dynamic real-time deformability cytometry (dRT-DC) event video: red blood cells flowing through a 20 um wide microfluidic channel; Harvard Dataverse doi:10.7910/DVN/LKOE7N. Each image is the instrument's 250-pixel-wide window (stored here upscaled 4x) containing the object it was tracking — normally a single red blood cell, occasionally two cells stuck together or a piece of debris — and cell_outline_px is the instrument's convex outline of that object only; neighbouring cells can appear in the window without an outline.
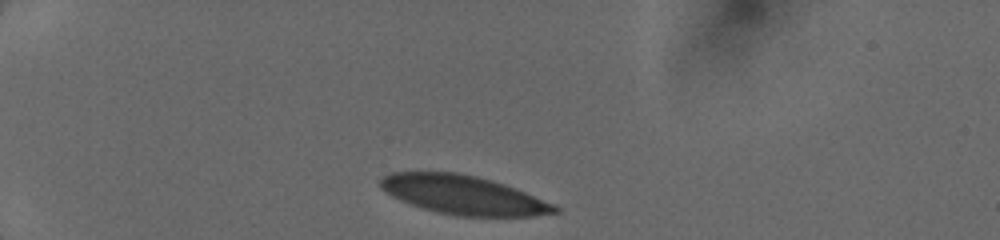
{"species": "human", "species_latin": "Homo sapiens", "temperature_condition": "cold", "stored_images_in_passage": 5, "camera_frame_rate_fps": 3000, "um_per_image_px": 0.085, "donor": {"sex": "female"}, "frame": {"image": 1, "passage_image": 1, "time_ms": 0.0, "image_size_px": [1000, 240], "cell_outline_px": [[560, 212], [532, 216], [456, 216], [436, 212], [400, 200], [384, 192], [380, 188], [380, 180], [384, 176], [392, 172], [456, 172], [476, 176], [492, 180], [516, 188], [556, 204], [560, 208]], "centroid_in_image_um": [39.41, 16.57], "position_along_channel_um": 45.6, "area_um2": 39.59}}
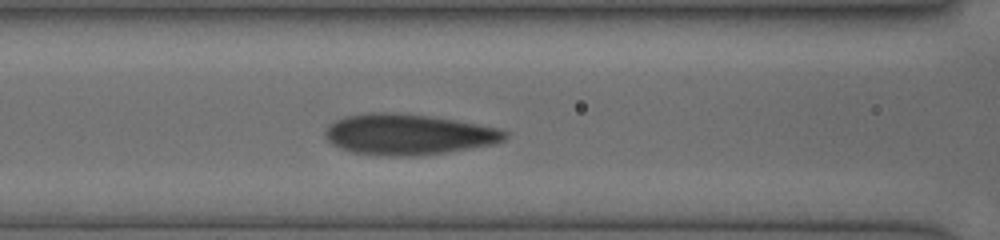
{"frame": {"image": 2, "passage_image": 5, "time_ms": 3.333, "image_size_px": [1000, 240], "cell_outline_px": [[508, 136], [504, 140], [492, 144], [448, 152], [416, 156], [388, 156], [352, 152], [340, 148], [332, 144], [324, 136], [324, 132], [328, 124], [336, 120], [348, 116], [372, 112], [396, 112], [428, 116], [456, 120], [500, 128], [508, 132]], "centroid_in_image_um": [34.7, 11.42], "position_along_channel_um": 131.9, "area_um2": 42.77}}